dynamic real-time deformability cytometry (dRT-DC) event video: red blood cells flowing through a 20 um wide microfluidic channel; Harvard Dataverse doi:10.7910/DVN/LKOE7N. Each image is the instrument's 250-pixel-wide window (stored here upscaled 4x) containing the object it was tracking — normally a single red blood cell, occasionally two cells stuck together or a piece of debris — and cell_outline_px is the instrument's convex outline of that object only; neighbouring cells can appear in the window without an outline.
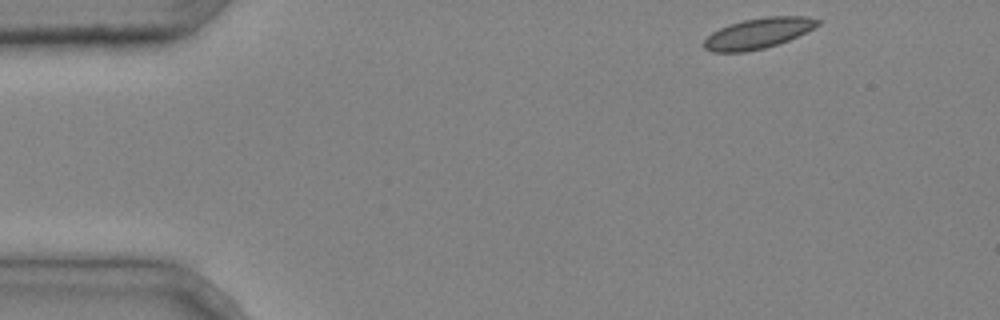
{"species": "common noctule bat (a hibernating species)", "species_latin": "Nyctalus noctula", "temperature_condition": "cold", "stored_images_in_passage": 4, "camera_frame_rate_fps": 3000, "um_per_image_px": 0.085, "animal": {"sex": "male", "body_mass_g": 20.4}, "frame": {"image": 1, "passage_image": 1, "time_ms": 0.0, "image_size_px": [1000, 320], "cell_outline_px": [[820, 24], [788, 40], [764, 48], [744, 52], [712, 52], [704, 48], [704, 40], [712, 32], [728, 24], [744, 20], [764, 16], [808, 16], [820, 20]], "centroid_in_image_um": [64.42, 2.82], "position_along_channel_um": 20.6, "area_um2": 20.06}}
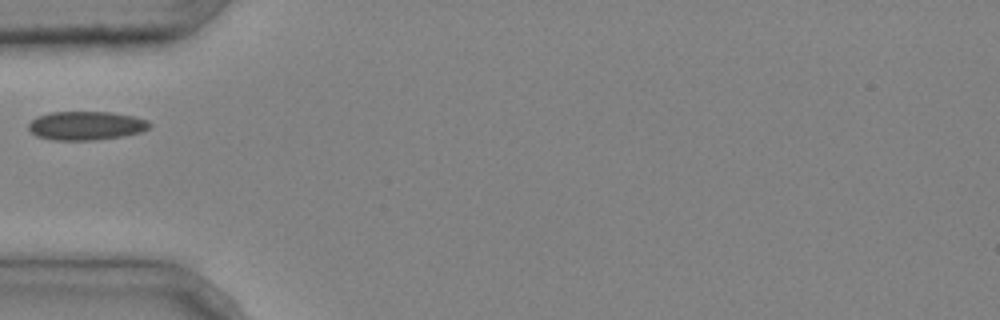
{"frame": {"image": 2, "passage_image": 4, "time_ms": 1.0, "image_size_px": [1000, 320], "cell_outline_px": [[152, 124], [148, 128], [140, 132], [124, 136], [96, 140], [52, 140], [36, 136], [28, 128], [28, 124], [36, 116], [52, 112], [108, 112], [132, 116], [148, 120]], "centroid_in_image_um": [7.3, 10.68], "position_along_channel_um": 77.7, "area_um2": 20.29}}